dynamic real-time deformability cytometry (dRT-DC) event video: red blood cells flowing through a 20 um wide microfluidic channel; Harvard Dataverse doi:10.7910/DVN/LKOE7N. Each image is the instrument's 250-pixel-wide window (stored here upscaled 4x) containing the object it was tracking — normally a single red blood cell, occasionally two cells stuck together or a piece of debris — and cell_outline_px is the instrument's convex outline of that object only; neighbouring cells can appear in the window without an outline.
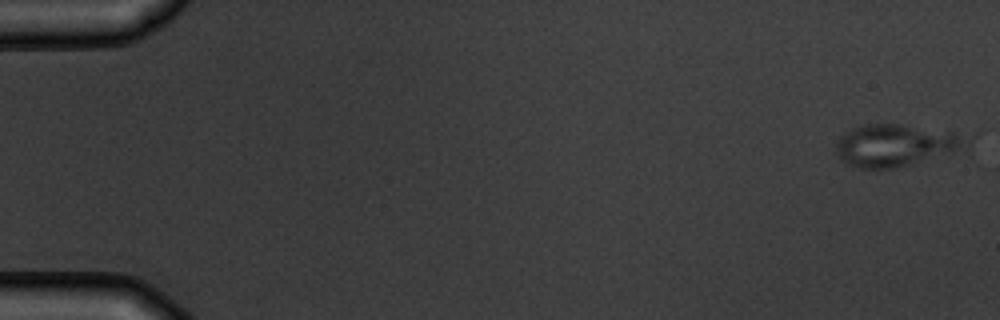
{"species": "common noctule bat (a hibernating species)", "species_latin": "Nyctalus noctula", "temperature_condition": "warm", "stored_images_in_passage": 9, "camera_frame_rate_fps": 3000, "um_per_image_px": 0.085, "animal": {"sex": "male", "body_mass_g": 19.5, "forearm_length_mm": 54.6}, "frame": {"image": 1, "passage_image": 1, "time_ms": 0.0, "image_size_px": [1000, 320], "cell_outline_px": [[972, 140], [968, 144], [952, 152], [908, 164], [892, 168], [860, 168], [848, 164], [836, 156], [836, 140], [844, 132], [852, 128], [864, 124], [900, 124], [952, 132], [972, 136]], "centroid_in_image_um": [76.08, 12.32], "position_along_channel_um": 8.9, "area_um2": 31.73}}